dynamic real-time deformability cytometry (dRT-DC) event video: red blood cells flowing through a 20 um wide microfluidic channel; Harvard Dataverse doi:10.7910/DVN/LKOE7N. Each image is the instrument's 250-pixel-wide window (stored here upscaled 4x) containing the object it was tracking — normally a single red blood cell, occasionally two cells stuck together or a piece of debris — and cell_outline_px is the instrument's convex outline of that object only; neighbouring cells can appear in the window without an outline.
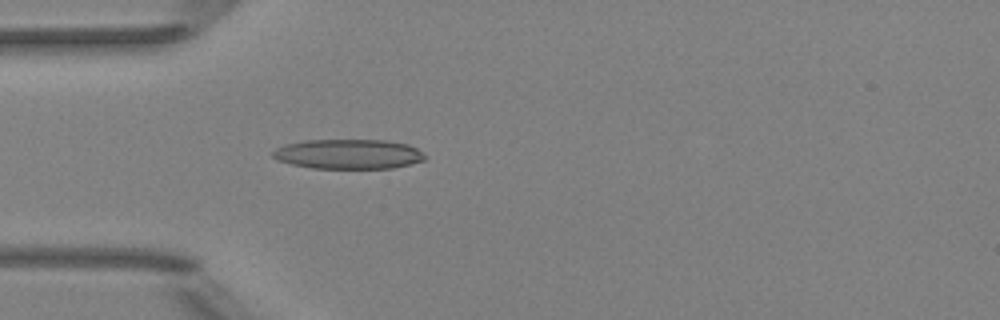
{"species": "Egyptian fruit bat (a non-hibernating species)", "species_latin": "Rousettus aegyptiacus", "temperature_condition": "room temperature", "stored_images_in_passage": 4, "camera_frame_rate_fps": 3000, "um_per_image_px": 0.085, "animal": {"sex": "female"}, "frame": {"image": 1, "passage_image": 4, "time_ms": 4.333, "image_size_px": [1000, 320], "cell_outline_px": [[424, 160], [392, 168], [312, 168], [292, 164], [276, 160], [272, 156], [272, 152], [276, 148], [288, 144], [304, 140], [388, 140], [408, 144], [424, 152]], "centroid_in_image_um": [29.61, 13.09], "position_along_channel_um": 55.4, "area_um2": 26.3}}